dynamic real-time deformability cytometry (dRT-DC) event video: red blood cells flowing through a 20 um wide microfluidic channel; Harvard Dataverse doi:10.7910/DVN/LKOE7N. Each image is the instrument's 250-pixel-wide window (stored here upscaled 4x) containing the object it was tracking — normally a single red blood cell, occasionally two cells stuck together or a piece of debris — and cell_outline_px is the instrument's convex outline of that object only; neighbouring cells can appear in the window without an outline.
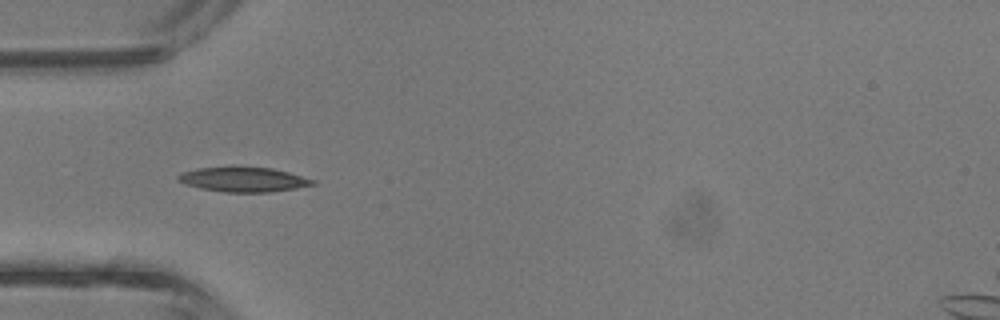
{"species": "common noctule bat (a hibernating species)", "species_latin": "Nyctalus noctula", "temperature_condition": "room temperature", "stored_images_in_passage": 30, "camera_frame_rate_fps": 3000, "um_per_image_px": 0.085, "animal": {"sex": "male", "body_mass_g": 13.3}, "frame": {"image": 1, "passage_image": 1, "time_ms": 0.0, "image_size_px": [1000, 320], "cell_outline_px": [[316, 184], [296, 188], [272, 192], [224, 192], [200, 188], [184, 184], [176, 180], [176, 176], [180, 172], [196, 168], [228, 164], [240, 164], [272, 168], [288, 172], [316, 180]], "centroid_in_image_um": [20.62, 15.2], "position_along_channel_um": 64.4, "area_um2": 20.46}}
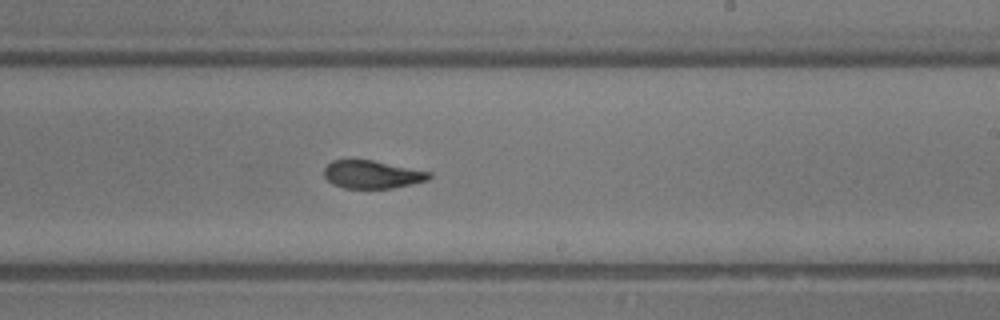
{"frame": {"image": 2, "passage_image": 13, "time_ms": 4.0, "image_size_px": [1000, 320], "cell_outline_px": [[432, 176], [428, 180], [412, 184], [392, 188], [344, 188], [332, 184], [324, 176], [324, 168], [332, 160], [372, 160], [432, 172]], "centroid_in_image_um": [31.64, 14.83], "position_along_channel_um": 257.4, "area_um2": 17.11}}
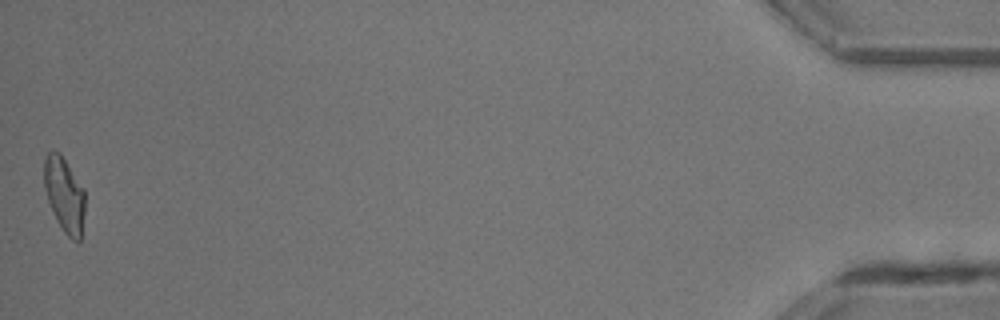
{"frame": {"image": 3, "passage_image": 30, "time_ms": 9.667, "image_size_px": [1000, 320], "cell_outline_px": [[84, 212], [80, 240], [72, 240], [64, 232], [56, 220], [48, 200], [44, 188], [44, 160], [48, 152], [52, 148], [60, 152], [84, 188]], "centroid_in_image_um": [5.46, 16.5], "position_along_channel_um": 429.7, "area_um2": 17.86}, "authors_computed_cell_mechanics": {"area_um2": 17.8602, "velocity_mm_per_s": 4.8298, "shape_relaxation_time_tau1_ms": 4.7652, "shape_relaxation_time_tau2_ms": 0.7825, "deformation_change_tau1": 0.1939, "deformation_change_tau2": 0.0646}}